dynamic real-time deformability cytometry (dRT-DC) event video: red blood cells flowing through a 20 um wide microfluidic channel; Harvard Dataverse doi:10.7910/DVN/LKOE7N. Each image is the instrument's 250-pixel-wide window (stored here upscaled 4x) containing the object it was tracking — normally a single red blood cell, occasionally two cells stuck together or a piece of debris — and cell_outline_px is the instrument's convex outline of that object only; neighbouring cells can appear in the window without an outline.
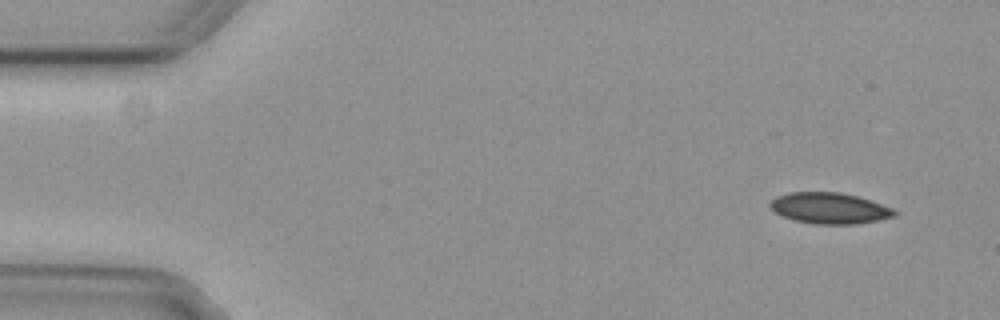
{"species": "common noctule bat (a hibernating species)", "species_latin": "Nyctalus noctula", "temperature_condition": "cold", "stored_images_in_passage": 5, "camera_frame_rate_fps": 3000, "um_per_image_px": 0.085, "animal": {"sex": "female", "body_mass_g": 29.2, "forearm_length_mm": 56.3}, "frame": {"image": 1, "passage_image": 1, "time_ms": 0.0, "image_size_px": [1000, 320], "cell_outline_px": [[900, 212], [896, 216], [880, 220], [856, 224], [816, 224], [796, 220], [784, 216], [776, 212], [768, 204], [776, 196], [788, 192], [840, 192], [856, 196], [892, 208]], "centroid_in_image_um": [70.54, 17.69], "position_along_channel_um": 14.5, "area_um2": 22.37}}
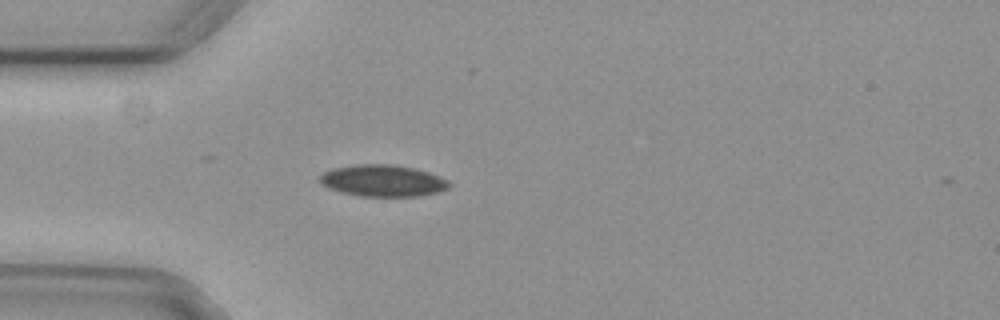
{"frame": {"image": 2, "passage_image": 4, "time_ms": 1.0, "image_size_px": [1000, 320], "cell_outline_px": [[452, 184], [448, 188], [436, 192], [416, 196], [360, 196], [328, 188], [320, 184], [320, 176], [324, 172], [332, 168], [356, 164], [396, 164], [428, 172], [448, 180]], "centroid_in_image_um": [32.52, 15.35], "position_along_channel_um": 52.5, "area_um2": 23.76}}